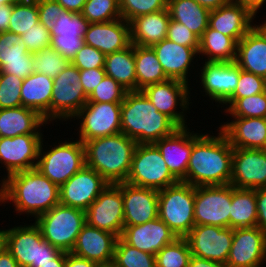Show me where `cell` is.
<instances>
[{"instance_id": "obj_39", "label": "cell", "mask_w": 266, "mask_h": 267, "mask_svg": "<svg viewBox=\"0 0 266 267\" xmlns=\"http://www.w3.org/2000/svg\"><path fill=\"white\" fill-rule=\"evenodd\" d=\"M137 91L146 86L167 81L168 78L151 47L134 45Z\"/></svg>"}, {"instance_id": "obj_50", "label": "cell", "mask_w": 266, "mask_h": 267, "mask_svg": "<svg viewBox=\"0 0 266 267\" xmlns=\"http://www.w3.org/2000/svg\"><path fill=\"white\" fill-rule=\"evenodd\" d=\"M106 55L98 49L84 45L73 58L71 63L79 70L104 68Z\"/></svg>"}, {"instance_id": "obj_57", "label": "cell", "mask_w": 266, "mask_h": 267, "mask_svg": "<svg viewBox=\"0 0 266 267\" xmlns=\"http://www.w3.org/2000/svg\"><path fill=\"white\" fill-rule=\"evenodd\" d=\"M12 10H13V5L0 6V33L9 30Z\"/></svg>"}, {"instance_id": "obj_59", "label": "cell", "mask_w": 266, "mask_h": 267, "mask_svg": "<svg viewBox=\"0 0 266 267\" xmlns=\"http://www.w3.org/2000/svg\"><path fill=\"white\" fill-rule=\"evenodd\" d=\"M68 12L81 13L87 0H55Z\"/></svg>"}, {"instance_id": "obj_34", "label": "cell", "mask_w": 266, "mask_h": 267, "mask_svg": "<svg viewBox=\"0 0 266 267\" xmlns=\"http://www.w3.org/2000/svg\"><path fill=\"white\" fill-rule=\"evenodd\" d=\"M53 79L34 72L23 80L21 86L22 106L36 110L50 124V104Z\"/></svg>"}, {"instance_id": "obj_35", "label": "cell", "mask_w": 266, "mask_h": 267, "mask_svg": "<svg viewBox=\"0 0 266 267\" xmlns=\"http://www.w3.org/2000/svg\"><path fill=\"white\" fill-rule=\"evenodd\" d=\"M106 76L113 78L125 90L137 91L134 45L106 55L104 65Z\"/></svg>"}, {"instance_id": "obj_52", "label": "cell", "mask_w": 266, "mask_h": 267, "mask_svg": "<svg viewBox=\"0 0 266 267\" xmlns=\"http://www.w3.org/2000/svg\"><path fill=\"white\" fill-rule=\"evenodd\" d=\"M39 14V22L49 31L57 23L61 13L65 11L55 0H36Z\"/></svg>"}, {"instance_id": "obj_56", "label": "cell", "mask_w": 266, "mask_h": 267, "mask_svg": "<svg viewBox=\"0 0 266 267\" xmlns=\"http://www.w3.org/2000/svg\"><path fill=\"white\" fill-rule=\"evenodd\" d=\"M99 263L65 252L64 267H98Z\"/></svg>"}, {"instance_id": "obj_19", "label": "cell", "mask_w": 266, "mask_h": 267, "mask_svg": "<svg viewBox=\"0 0 266 267\" xmlns=\"http://www.w3.org/2000/svg\"><path fill=\"white\" fill-rule=\"evenodd\" d=\"M230 184L236 188H266V149L233 148Z\"/></svg>"}, {"instance_id": "obj_48", "label": "cell", "mask_w": 266, "mask_h": 267, "mask_svg": "<svg viewBox=\"0 0 266 267\" xmlns=\"http://www.w3.org/2000/svg\"><path fill=\"white\" fill-rule=\"evenodd\" d=\"M23 80L15 75L0 72V109L22 106L21 86Z\"/></svg>"}, {"instance_id": "obj_49", "label": "cell", "mask_w": 266, "mask_h": 267, "mask_svg": "<svg viewBox=\"0 0 266 267\" xmlns=\"http://www.w3.org/2000/svg\"><path fill=\"white\" fill-rule=\"evenodd\" d=\"M127 92L113 78L106 76L88 96L87 102L122 103Z\"/></svg>"}, {"instance_id": "obj_14", "label": "cell", "mask_w": 266, "mask_h": 267, "mask_svg": "<svg viewBox=\"0 0 266 267\" xmlns=\"http://www.w3.org/2000/svg\"><path fill=\"white\" fill-rule=\"evenodd\" d=\"M85 212L89 226L121 236L124 208L122 191L116 184H109Z\"/></svg>"}, {"instance_id": "obj_37", "label": "cell", "mask_w": 266, "mask_h": 267, "mask_svg": "<svg viewBox=\"0 0 266 267\" xmlns=\"http://www.w3.org/2000/svg\"><path fill=\"white\" fill-rule=\"evenodd\" d=\"M200 54L205 55L206 62H233L236 60L237 42L208 26L199 39V58Z\"/></svg>"}, {"instance_id": "obj_64", "label": "cell", "mask_w": 266, "mask_h": 267, "mask_svg": "<svg viewBox=\"0 0 266 267\" xmlns=\"http://www.w3.org/2000/svg\"><path fill=\"white\" fill-rule=\"evenodd\" d=\"M6 249V229H0V254H2Z\"/></svg>"}, {"instance_id": "obj_18", "label": "cell", "mask_w": 266, "mask_h": 267, "mask_svg": "<svg viewBox=\"0 0 266 267\" xmlns=\"http://www.w3.org/2000/svg\"><path fill=\"white\" fill-rule=\"evenodd\" d=\"M266 261V232L259 227L233 229L228 267H261Z\"/></svg>"}, {"instance_id": "obj_31", "label": "cell", "mask_w": 266, "mask_h": 267, "mask_svg": "<svg viewBox=\"0 0 266 267\" xmlns=\"http://www.w3.org/2000/svg\"><path fill=\"white\" fill-rule=\"evenodd\" d=\"M235 62L243 71L266 79V36L256 24L237 43Z\"/></svg>"}, {"instance_id": "obj_5", "label": "cell", "mask_w": 266, "mask_h": 267, "mask_svg": "<svg viewBox=\"0 0 266 267\" xmlns=\"http://www.w3.org/2000/svg\"><path fill=\"white\" fill-rule=\"evenodd\" d=\"M195 187L178 181L158 191V217L176 234L185 238L195 225Z\"/></svg>"}, {"instance_id": "obj_1", "label": "cell", "mask_w": 266, "mask_h": 267, "mask_svg": "<svg viewBox=\"0 0 266 267\" xmlns=\"http://www.w3.org/2000/svg\"><path fill=\"white\" fill-rule=\"evenodd\" d=\"M218 132L211 136L192 131V150L182 182L194 187L230 184L233 147L220 129Z\"/></svg>"}, {"instance_id": "obj_61", "label": "cell", "mask_w": 266, "mask_h": 267, "mask_svg": "<svg viewBox=\"0 0 266 267\" xmlns=\"http://www.w3.org/2000/svg\"><path fill=\"white\" fill-rule=\"evenodd\" d=\"M202 7L208 9L209 11L216 10L220 6H223L230 2L231 0H195Z\"/></svg>"}, {"instance_id": "obj_10", "label": "cell", "mask_w": 266, "mask_h": 267, "mask_svg": "<svg viewBox=\"0 0 266 267\" xmlns=\"http://www.w3.org/2000/svg\"><path fill=\"white\" fill-rule=\"evenodd\" d=\"M79 69L71 62L53 79V91L50 104V123L53 120L62 122L72 120L78 111L87 103L80 82Z\"/></svg>"}, {"instance_id": "obj_53", "label": "cell", "mask_w": 266, "mask_h": 267, "mask_svg": "<svg viewBox=\"0 0 266 267\" xmlns=\"http://www.w3.org/2000/svg\"><path fill=\"white\" fill-rule=\"evenodd\" d=\"M166 39L182 46L199 48V38L182 23L170 20Z\"/></svg>"}, {"instance_id": "obj_9", "label": "cell", "mask_w": 266, "mask_h": 267, "mask_svg": "<svg viewBox=\"0 0 266 267\" xmlns=\"http://www.w3.org/2000/svg\"><path fill=\"white\" fill-rule=\"evenodd\" d=\"M126 182L159 191L176 184L178 180L168 170L157 146L151 143L137 144Z\"/></svg>"}, {"instance_id": "obj_6", "label": "cell", "mask_w": 266, "mask_h": 267, "mask_svg": "<svg viewBox=\"0 0 266 267\" xmlns=\"http://www.w3.org/2000/svg\"><path fill=\"white\" fill-rule=\"evenodd\" d=\"M6 248L19 267H40L52 263L62 252L44 240L35 223L6 229Z\"/></svg>"}, {"instance_id": "obj_51", "label": "cell", "mask_w": 266, "mask_h": 267, "mask_svg": "<svg viewBox=\"0 0 266 267\" xmlns=\"http://www.w3.org/2000/svg\"><path fill=\"white\" fill-rule=\"evenodd\" d=\"M20 38L31 53L50 47V32L40 22Z\"/></svg>"}, {"instance_id": "obj_54", "label": "cell", "mask_w": 266, "mask_h": 267, "mask_svg": "<svg viewBox=\"0 0 266 267\" xmlns=\"http://www.w3.org/2000/svg\"><path fill=\"white\" fill-rule=\"evenodd\" d=\"M79 72L81 78L80 82L87 96H89L101 83V81L106 77L104 68L79 70Z\"/></svg>"}, {"instance_id": "obj_12", "label": "cell", "mask_w": 266, "mask_h": 267, "mask_svg": "<svg viewBox=\"0 0 266 267\" xmlns=\"http://www.w3.org/2000/svg\"><path fill=\"white\" fill-rule=\"evenodd\" d=\"M79 121V140L111 136L121 133V103L87 102L73 117Z\"/></svg>"}, {"instance_id": "obj_47", "label": "cell", "mask_w": 266, "mask_h": 267, "mask_svg": "<svg viewBox=\"0 0 266 267\" xmlns=\"http://www.w3.org/2000/svg\"><path fill=\"white\" fill-rule=\"evenodd\" d=\"M168 0H119L122 18L130 22L136 17L167 9Z\"/></svg>"}, {"instance_id": "obj_13", "label": "cell", "mask_w": 266, "mask_h": 267, "mask_svg": "<svg viewBox=\"0 0 266 267\" xmlns=\"http://www.w3.org/2000/svg\"><path fill=\"white\" fill-rule=\"evenodd\" d=\"M188 85L179 80L168 79L161 83L148 85L142 91L157 111L172 119L179 127H187L185 112L189 109V89H191ZM178 106L181 112L177 111V109L179 110Z\"/></svg>"}, {"instance_id": "obj_3", "label": "cell", "mask_w": 266, "mask_h": 267, "mask_svg": "<svg viewBox=\"0 0 266 267\" xmlns=\"http://www.w3.org/2000/svg\"><path fill=\"white\" fill-rule=\"evenodd\" d=\"M179 126L153 106L142 90L127 92L121 103V133L137 144H151L173 134Z\"/></svg>"}, {"instance_id": "obj_4", "label": "cell", "mask_w": 266, "mask_h": 267, "mask_svg": "<svg viewBox=\"0 0 266 267\" xmlns=\"http://www.w3.org/2000/svg\"><path fill=\"white\" fill-rule=\"evenodd\" d=\"M86 166L95 170L109 184L126 182L137 146L123 133L85 141Z\"/></svg>"}, {"instance_id": "obj_20", "label": "cell", "mask_w": 266, "mask_h": 267, "mask_svg": "<svg viewBox=\"0 0 266 267\" xmlns=\"http://www.w3.org/2000/svg\"><path fill=\"white\" fill-rule=\"evenodd\" d=\"M89 22L81 13L64 11L50 32V47L70 62L85 45L84 36Z\"/></svg>"}, {"instance_id": "obj_67", "label": "cell", "mask_w": 266, "mask_h": 267, "mask_svg": "<svg viewBox=\"0 0 266 267\" xmlns=\"http://www.w3.org/2000/svg\"><path fill=\"white\" fill-rule=\"evenodd\" d=\"M98 267H116L112 262L108 264H99Z\"/></svg>"}, {"instance_id": "obj_63", "label": "cell", "mask_w": 266, "mask_h": 267, "mask_svg": "<svg viewBox=\"0 0 266 267\" xmlns=\"http://www.w3.org/2000/svg\"><path fill=\"white\" fill-rule=\"evenodd\" d=\"M65 265V252L62 251L55 259L52 260V263L40 267H64Z\"/></svg>"}, {"instance_id": "obj_17", "label": "cell", "mask_w": 266, "mask_h": 267, "mask_svg": "<svg viewBox=\"0 0 266 267\" xmlns=\"http://www.w3.org/2000/svg\"><path fill=\"white\" fill-rule=\"evenodd\" d=\"M43 134L0 137V163L7 176L36 168Z\"/></svg>"}, {"instance_id": "obj_26", "label": "cell", "mask_w": 266, "mask_h": 267, "mask_svg": "<svg viewBox=\"0 0 266 267\" xmlns=\"http://www.w3.org/2000/svg\"><path fill=\"white\" fill-rule=\"evenodd\" d=\"M166 162L168 170L178 180L186 177L192 150V132L188 127H179L173 134L154 143Z\"/></svg>"}, {"instance_id": "obj_58", "label": "cell", "mask_w": 266, "mask_h": 267, "mask_svg": "<svg viewBox=\"0 0 266 267\" xmlns=\"http://www.w3.org/2000/svg\"><path fill=\"white\" fill-rule=\"evenodd\" d=\"M188 267H228L226 264L191 255Z\"/></svg>"}, {"instance_id": "obj_44", "label": "cell", "mask_w": 266, "mask_h": 267, "mask_svg": "<svg viewBox=\"0 0 266 267\" xmlns=\"http://www.w3.org/2000/svg\"><path fill=\"white\" fill-rule=\"evenodd\" d=\"M35 72L44 74L54 79L70 63L51 47L33 53Z\"/></svg>"}, {"instance_id": "obj_55", "label": "cell", "mask_w": 266, "mask_h": 267, "mask_svg": "<svg viewBox=\"0 0 266 267\" xmlns=\"http://www.w3.org/2000/svg\"><path fill=\"white\" fill-rule=\"evenodd\" d=\"M257 224L262 231L266 232V188L256 189Z\"/></svg>"}, {"instance_id": "obj_65", "label": "cell", "mask_w": 266, "mask_h": 267, "mask_svg": "<svg viewBox=\"0 0 266 267\" xmlns=\"http://www.w3.org/2000/svg\"><path fill=\"white\" fill-rule=\"evenodd\" d=\"M23 0H0V6L1 5H14L16 3H19Z\"/></svg>"}, {"instance_id": "obj_2", "label": "cell", "mask_w": 266, "mask_h": 267, "mask_svg": "<svg viewBox=\"0 0 266 267\" xmlns=\"http://www.w3.org/2000/svg\"><path fill=\"white\" fill-rule=\"evenodd\" d=\"M0 204L12 202L15 211L35 219L60 203L59 187L37 168L3 177Z\"/></svg>"}, {"instance_id": "obj_66", "label": "cell", "mask_w": 266, "mask_h": 267, "mask_svg": "<svg viewBox=\"0 0 266 267\" xmlns=\"http://www.w3.org/2000/svg\"><path fill=\"white\" fill-rule=\"evenodd\" d=\"M266 36V20L264 21V23L256 25Z\"/></svg>"}, {"instance_id": "obj_24", "label": "cell", "mask_w": 266, "mask_h": 267, "mask_svg": "<svg viewBox=\"0 0 266 267\" xmlns=\"http://www.w3.org/2000/svg\"><path fill=\"white\" fill-rule=\"evenodd\" d=\"M117 238L111 232L89 226L86 223L78 234L71 253L99 264H108L113 261Z\"/></svg>"}, {"instance_id": "obj_27", "label": "cell", "mask_w": 266, "mask_h": 267, "mask_svg": "<svg viewBox=\"0 0 266 267\" xmlns=\"http://www.w3.org/2000/svg\"><path fill=\"white\" fill-rule=\"evenodd\" d=\"M0 72L25 79L35 72L33 53L29 52L19 35L0 33Z\"/></svg>"}, {"instance_id": "obj_15", "label": "cell", "mask_w": 266, "mask_h": 267, "mask_svg": "<svg viewBox=\"0 0 266 267\" xmlns=\"http://www.w3.org/2000/svg\"><path fill=\"white\" fill-rule=\"evenodd\" d=\"M189 243L191 255L226 264L233 229L213 225H194L185 237Z\"/></svg>"}, {"instance_id": "obj_36", "label": "cell", "mask_w": 266, "mask_h": 267, "mask_svg": "<svg viewBox=\"0 0 266 267\" xmlns=\"http://www.w3.org/2000/svg\"><path fill=\"white\" fill-rule=\"evenodd\" d=\"M171 20L182 23L199 39L208 28L210 11L195 0H168Z\"/></svg>"}, {"instance_id": "obj_43", "label": "cell", "mask_w": 266, "mask_h": 267, "mask_svg": "<svg viewBox=\"0 0 266 267\" xmlns=\"http://www.w3.org/2000/svg\"><path fill=\"white\" fill-rule=\"evenodd\" d=\"M81 14L89 23H105L122 18L119 0H87Z\"/></svg>"}, {"instance_id": "obj_38", "label": "cell", "mask_w": 266, "mask_h": 267, "mask_svg": "<svg viewBox=\"0 0 266 267\" xmlns=\"http://www.w3.org/2000/svg\"><path fill=\"white\" fill-rule=\"evenodd\" d=\"M257 224L256 189L232 186L230 228H250Z\"/></svg>"}, {"instance_id": "obj_32", "label": "cell", "mask_w": 266, "mask_h": 267, "mask_svg": "<svg viewBox=\"0 0 266 267\" xmlns=\"http://www.w3.org/2000/svg\"><path fill=\"white\" fill-rule=\"evenodd\" d=\"M170 20L168 8L132 19L129 22L131 43L152 47L166 39Z\"/></svg>"}, {"instance_id": "obj_41", "label": "cell", "mask_w": 266, "mask_h": 267, "mask_svg": "<svg viewBox=\"0 0 266 267\" xmlns=\"http://www.w3.org/2000/svg\"><path fill=\"white\" fill-rule=\"evenodd\" d=\"M39 23L36 0H23L13 5L9 32L21 36Z\"/></svg>"}, {"instance_id": "obj_46", "label": "cell", "mask_w": 266, "mask_h": 267, "mask_svg": "<svg viewBox=\"0 0 266 267\" xmlns=\"http://www.w3.org/2000/svg\"><path fill=\"white\" fill-rule=\"evenodd\" d=\"M266 90V79L240 68V78L233 94L222 104L228 105L226 112L239 98L253 96Z\"/></svg>"}, {"instance_id": "obj_25", "label": "cell", "mask_w": 266, "mask_h": 267, "mask_svg": "<svg viewBox=\"0 0 266 267\" xmlns=\"http://www.w3.org/2000/svg\"><path fill=\"white\" fill-rule=\"evenodd\" d=\"M84 41L105 55L127 48L130 44V24L123 18L105 23H89Z\"/></svg>"}, {"instance_id": "obj_7", "label": "cell", "mask_w": 266, "mask_h": 267, "mask_svg": "<svg viewBox=\"0 0 266 267\" xmlns=\"http://www.w3.org/2000/svg\"><path fill=\"white\" fill-rule=\"evenodd\" d=\"M34 223L39 227L44 240L57 249L69 253L86 224V212L59 203L38 216Z\"/></svg>"}, {"instance_id": "obj_42", "label": "cell", "mask_w": 266, "mask_h": 267, "mask_svg": "<svg viewBox=\"0 0 266 267\" xmlns=\"http://www.w3.org/2000/svg\"><path fill=\"white\" fill-rule=\"evenodd\" d=\"M191 250L186 238H177L156 255V267H188Z\"/></svg>"}, {"instance_id": "obj_11", "label": "cell", "mask_w": 266, "mask_h": 267, "mask_svg": "<svg viewBox=\"0 0 266 267\" xmlns=\"http://www.w3.org/2000/svg\"><path fill=\"white\" fill-rule=\"evenodd\" d=\"M232 185L195 187V225L230 227Z\"/></svg>"}, {"instance_id": "obj_30", "label": "cell", "mask_w": 266, "mask_h": 267, "mask_svg": "<svg viewBox=\"0 0 266 267\" xmlns=\"http://www.w3.org/2000/svg\"><path fill=\"white\" fill-rule=\"evenodd\" d=\"M254 18L245 7L230 1L210 11L208 26L221 34L232 37L238 43L255 25Z\"/></svg>"}, {"instance_id": "obj_28", "label": "cell", "mask_w": 266, "mask_h": 267, "mask_svg": "<svg viewBox=\"0 0 266 267\" xmlns=\"http://www.w3.org/2000/svg\"><path fill=\"white\" fill-rule=\"evenodd\" d=\"M163 67L168 79L179 80L188 84V73L199 48L182 46L164 39L151 47Z\"/></svg>"}, {"instance_id": "obj_62", "label": "cell", "mask_w": 266, "mask_h": 267, "mask_svg": "<svg viewBox=\"0 0 266 267\" xmlns=\"http://www.w3.org/2000/svg\"><path fill=\"white\" fill-rule=\"evenodd\" d=\"M0 267H19L17 261L7 249L0 254Z\"/></svg>"}, {"instance_id": "obj_8", "label": "cell", "mask_w": 266, "mask_h": 267, "mask_svg": "<svg viewBox=\"0 0 266 267\" xmlns=\"http://www.w3.org/2000/svg\"><path fill=\"white\" fill-rule=\"evenodd\" d=\"M43 142L42 139L36 168L60 188L86 165L84 144L79 139H68L44 151Z\"/></svg>"}, {"instance_id": "obj_16", "label": "cell", "mask_w": 266, "mask_h": 267, "mask_svg": "<svg viewBox=\"0 0 266 267\" xmlns=\"http://www.w3.org/2000/svg\"><path fill=\"white\" fill-rule=\"evenodd\" d=\"M109 183L84 166L59 188L60 204L86 211Z\"/></svg>"}, {"instance_id": "obj_23", "label": "cell", "mask_w": 266, "mask_h": 267, "mask_svg": "<svg viewBox=\"0 0 266 267\" xmlns=\"http://www.w3.org/2000/svg\"><path fill=\"white\" fill-rule=\"evenodd\" d=\"M120 238L138 250L156 255L178 237L159 217L144 224L126 226Z\"/></svg>"}, {"instance_id": "obj_33", "label": "cell", "mask_w": 266, "mask_h": 267, "mask_svg": "<svg viewBox=\"0 0 266 267\" xmlns=\"http://www.w3.org/2000/svg\"><path fill=\"white\" fill-rule=\"evenodd\" d=\"M48 124L31 108L19 106L0 109V137H15L25 134H42L41 126Z\"/></svg>"}, {"instance_id": "obj_45", "label": "cell", "mask_w": 266, "mask_h": 267, "mask_svg": "<svg viewBox=\"0 0 266 267\" xmlns=\"http://www.w3.org/2000/svg\"><path fill=\"white\" fill-rule=\"evenodd\" d=\"M225 113L231 117L266 118V90L262 93L239 98Z\"/></svg>"}, {"instance_id": "obj_40", "label": "cell", "mask_w": 266, "mask_h": 267, "mask_svg": "<svg viewBox=\"0 0 266 267\" xmlns=\"http://www.w3.org/2000/svg\"><path fill=\"white\" fill-rule=\"evenodd\" d=\"M112 263L116 267H156L155 255L138 250L117 238Z\"/></svg>"}, {"instance_id": "obj_60", "label": "cell", "mask_w": 266, "mask_h": 267, "mask_svg": "<svg viewBox=\"0 0 266 267\" xmlns=\"http://www.w3.org/2000/svg\"><path fill=\"white\" fill-rule=\"evenodd\" d=\"M234 3L240 4L245 7L254 17H256L257 11L263 7L262 5L266 0H231Z\"/></svg>"}, {"instance_id": "obj_29", "label": "cell", "mask_w": 266, "mask_h": 267, "mask_svg": "<svg viewBox=\"0 0 266 267\" xmlns=\"http://www.w3.org/2000/svg\"><path fill=\"white\" fill-rule=\"evenodd\" d=\"M233 118L218 128L233 148L266 149V118Z\"/></svg>"}, {"instance_id": "obj_21", "label": "cell", "mask_w": 266, "mask_h": 267, "mask_svg": "<svg viewBox=\"0 0 266 267\" xmlns=\"http://www.w3.org/2000/svg\"><path fill=\"white\" fill-rule=\"evenodd\" d=\"M122 191L124 228L144 224L158 217V190L127 182L116 184Z\"/></svg>"}, {"instance_id": "obj_22", "label": "cell", "mask_w": 266, "mask_h": 267, "mask_svg": "<svg viewBox=\"0 0 266 267\" xmlns=\"http://www.w3.org/2000/svg\"><path fill=\"white\" fill-rule=\"evenodd\" d=\"M203 92L210 100L223 104L235 91L240 78V67L233 62H206L201 67Z\"/></svg>"}]
</instances>
